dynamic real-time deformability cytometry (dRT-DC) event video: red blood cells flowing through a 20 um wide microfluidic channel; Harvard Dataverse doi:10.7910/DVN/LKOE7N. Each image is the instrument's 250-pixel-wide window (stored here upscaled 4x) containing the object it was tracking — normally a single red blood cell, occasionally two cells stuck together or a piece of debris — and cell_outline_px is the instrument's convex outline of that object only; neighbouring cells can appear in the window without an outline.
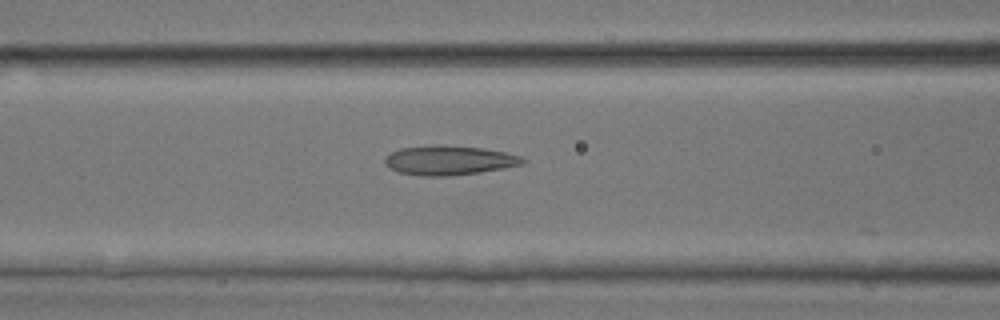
{"species": "common noctule bat (a hibernating species)", "species_latin": "Nyctalus noctula", "temperature_condition": "room temperature", "stored_images_in_passage": 22, "camera_frame_rate_fps": 3000, "um_per_image_px": 0.085, "animal": {"sex": "male", "body_mass_g": 17.9, "forearm_length_mm": 54.2}, "frame": {"image": 1, "passage_image": 15, "time_ms": 4.667, "image_size_px": [1000, 320], "cell_outline_px": [[528, 160], [520, 164], [504, 168], [480, 172], [448, 176], [420, 176], [400, 172], [388, 168], [384, 164], [384, 160], [392, 152], [400, 148], [484, 148], [504, 152], [520, 156]], "centroid_in_image_um": [38.19, 13.68], "position_along_channel_um": 128.4, "area_um2": 22.43}}